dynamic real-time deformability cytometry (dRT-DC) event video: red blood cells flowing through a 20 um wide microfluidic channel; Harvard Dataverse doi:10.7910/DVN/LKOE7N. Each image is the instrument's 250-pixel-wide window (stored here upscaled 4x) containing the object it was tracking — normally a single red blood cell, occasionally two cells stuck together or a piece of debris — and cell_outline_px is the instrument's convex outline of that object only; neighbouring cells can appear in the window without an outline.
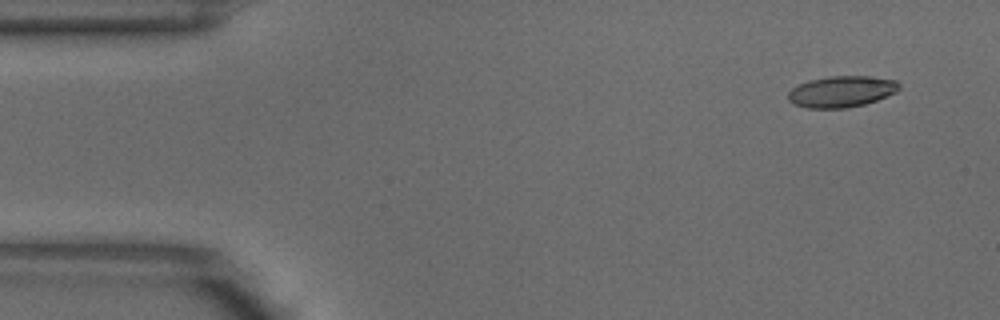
{"species": "common noctule bat (a hibernating species)", "species_latin": "Nyctalus noctula", "temperature_condition": "warm", "stored_images_in_passage": 3, "camera_frame_rate_fps": 3000, "um_per_image_px": 0.085, "animal": {"sex": "male", "body_mass_g": 18.8}, "frame": {"image": 1, "passage_image": 1, "time_ms": 0.0, "image_size_px": [1000, 320], "cell_outline_px": [[900, 88], [896, 92], [876, 100], [864, 104], [844, 108], [808, 108], [796, 104], [788, 100], [788, 92], [792, 88], [808, 80], [828, 76], [868, 76], [896, 80], [900, 84]], "centroid_in_image_um": [71.53, 7.77], "position_along_channel_um": 13.5, "area_um2": 20.11}}
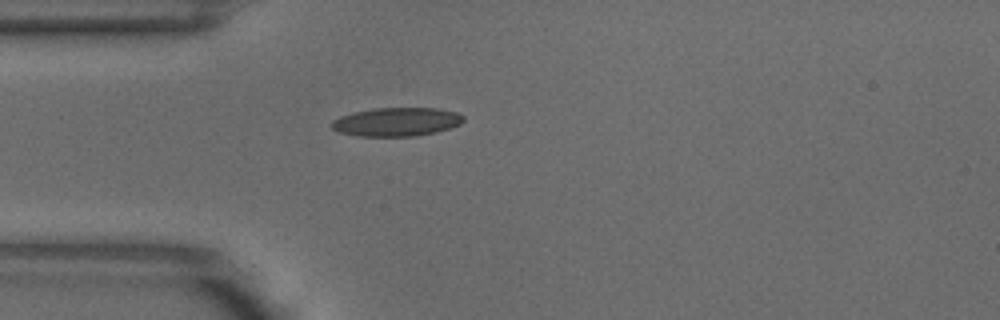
{"frame": {"image": 2, "passage_image": 3, "time_ms": 0.667, "image_size_px": [1000, 320], "cell_outline_px": [[464, 120], [460, 124], [452, 128], [436, 132], [416, 136], [360, 136], [340, 132], [332, 128], [332, 120], [340, 116], [352, 112], [372, 108], [440, 108], [456, 112], [464, 116]], "centroid_in_image_um": [33.74, 10.35], "position_along_channel_um": 51.3, "area_um2": 22.14}}